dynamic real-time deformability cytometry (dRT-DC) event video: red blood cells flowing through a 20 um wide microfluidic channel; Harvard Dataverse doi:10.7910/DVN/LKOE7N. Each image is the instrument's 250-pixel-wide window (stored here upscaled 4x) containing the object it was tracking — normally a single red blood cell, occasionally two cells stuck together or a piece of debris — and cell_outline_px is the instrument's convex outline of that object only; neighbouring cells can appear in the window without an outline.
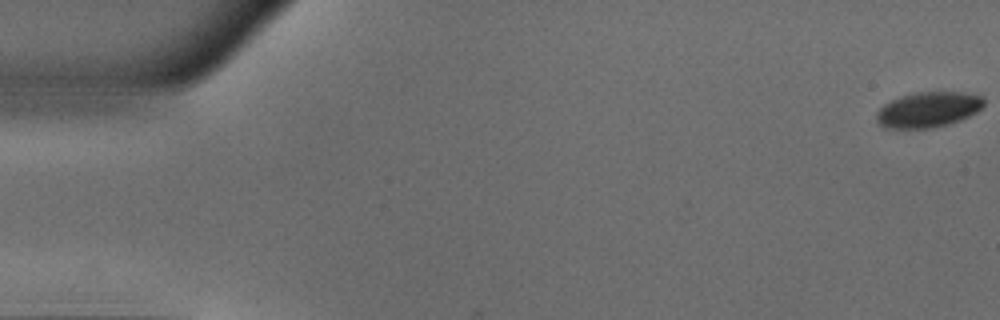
{"species": "common noctule bat (a hibernating species)", "species_latin": "Nyctalus noctula", "temperature_condition": "warm", "stored_images_in_passage": 16, "camera_frame_rate_fps": 3000, "um_per_image_px": 0.085, "animal": {"sex": "male", "body_mass_g": 18.8}, "frame": {"image": 1, "passage_image": 1, "time_ms": 0.0, "image_size_px": [1000, 320], "cell_outline_px": [[984, 104], [976, 112], [960, 120], [948, 124], [932, 128], [884, 128], [876, 120], [876, 112], [884, 104], [900, 96], [916, 92], [964, 92], [984, 96]], "centroid_in_image_um": [78.89, 9.31], "position_along_channel_um": 6.1, "area_um2": 22.2}}
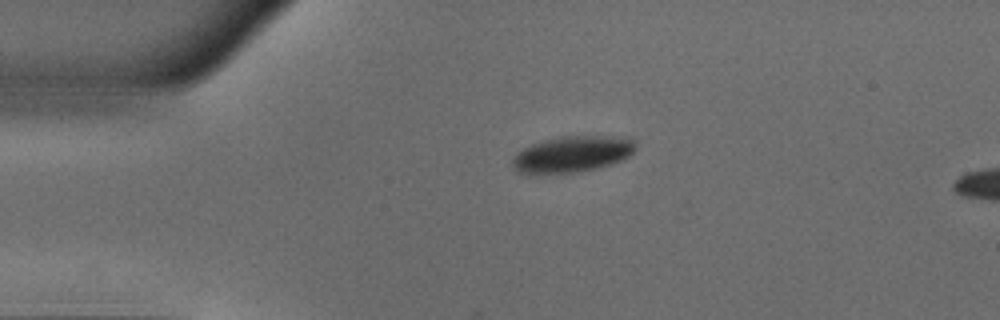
{"frame": {"image": 2, "passage_image": 12, "time_ms": 3.667, "image_size_px": [1000, 320], "cell_outline_px": [[636, 148], [628, 156], [612, 164], [596, 168], [576, 172], [536, 176], [528, 176], [516, 172], [512, 168], [512, 160], [516, 152], [532, 144], [544, 140], [560, 136], [624, 136], [636, 140]], "centroid_in_image_um": [48.58, 13.13], "position_along_channel_um": 36.4, "area_um2": 26.76}}